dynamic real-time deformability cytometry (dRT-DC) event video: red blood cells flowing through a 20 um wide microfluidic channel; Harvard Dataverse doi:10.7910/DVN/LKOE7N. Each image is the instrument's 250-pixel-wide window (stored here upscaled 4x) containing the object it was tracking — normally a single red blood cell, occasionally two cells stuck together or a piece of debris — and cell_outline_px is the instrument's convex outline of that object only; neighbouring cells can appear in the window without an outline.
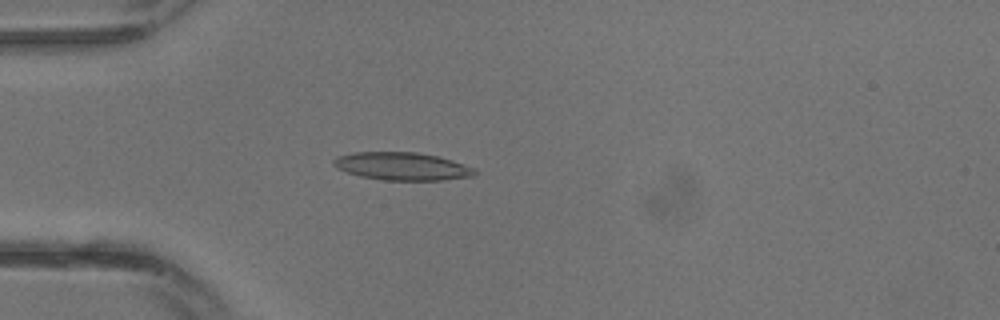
{"species": "common noctule bat (a hibernating species)", "species_latin": "Nyctalus noctula", "temperature_condition": "warm", "stored_images_in_passage": 20, "camera_frame_rate_fps": 3000, "um_per_image_px": 0.085, "animal": {"sex": "male", "body_mass_g": 13.3}, "frame": {"image": 1, "passage_image": 9, "time_ms": 2.667, "image_size_px": [1000, 320], "cell_outline_px": [[476, 172], [472, 176], [440, 180], [384, 180], [360, 176], [336, 168], [332, 164], [332, 160], [336, 156], [352, 152], [416, 152], [436, 156], [452, 160], [476, 168]], "centroid_in_image_um": [34.14, 14.12], "position_along_channel_um": 50.9, "area_um2": 22.89}}
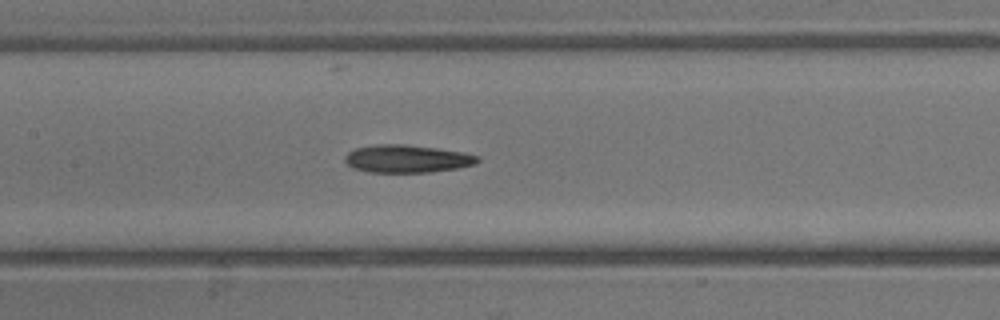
{"frame": {"image": 2, "passage_image": 15, "time_ms": 4.667, "image_size_px": [1000, 320], "cell_outline_px": [[480, 160], [476, 164], [456, 168], [432, 172], [368, 172], [352, 168], [344, 160], [344, 156], [348, 152], [356, 148], [376, 144], [404, 144], [436, 148], [464, 152], [480, 156]], "centroid_in_image_um": [34.6, 13.49], "position_along_channel_um": 172.8, "area_um2": 21.56}}
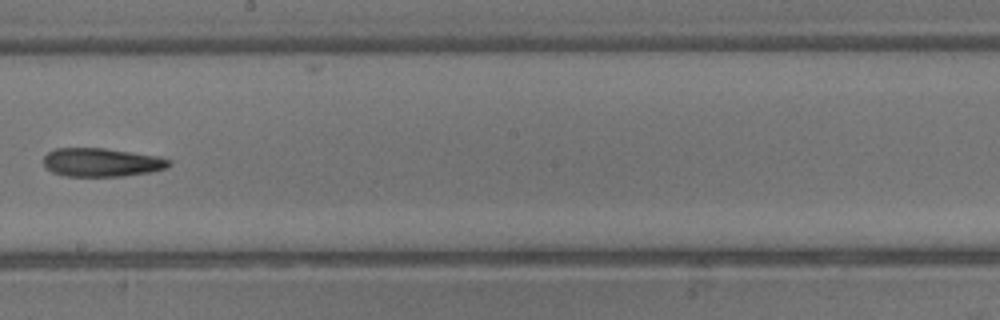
{"frame": {"image": 3, "passage_image": 18, "time_ms": 5.667, "image_size_px": [1000, 320], "cell_outline_px": [[172, 164], [168, 168], [152, 172], [124, 176], [68, 176], [52, 172], [44, 164], [44, 156], [48, 152], [56, 148], [104, 148], [160, 156], [172, 160]], "centroid_in_image_um": [8.71, 13.8], "position_along_channel_um": 239.5, "area_um2": 21.04}}